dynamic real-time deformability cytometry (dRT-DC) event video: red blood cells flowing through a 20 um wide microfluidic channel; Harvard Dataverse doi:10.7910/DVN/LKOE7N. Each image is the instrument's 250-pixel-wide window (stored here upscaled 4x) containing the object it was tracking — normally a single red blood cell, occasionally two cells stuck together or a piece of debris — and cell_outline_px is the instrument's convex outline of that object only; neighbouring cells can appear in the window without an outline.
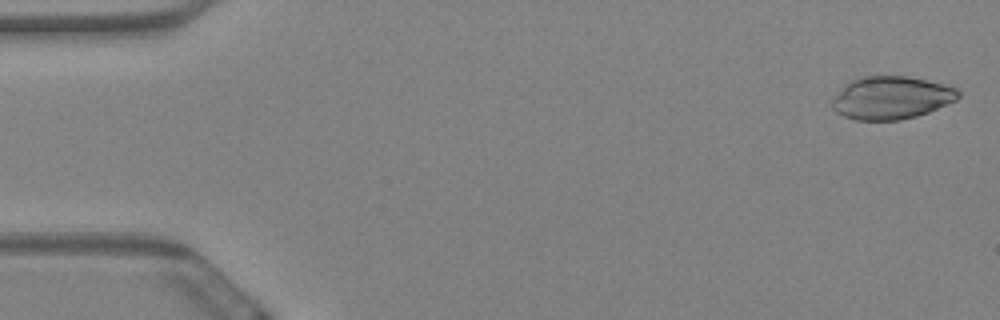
{"species": "Egyptian fruit bat (a non-hibernating species)", "species_latin": "Rousettus aegyptiacus", "temperature_condition": "warm", "stored_images_in_passage": 58, "camera_frame_rate_fps": 3000, "um_per_image_px": 0.085, "animal": {"sex": "female"}, "frame": {"image": 1, "passage_image": 2, "time_ms": 0.333, "image_size_px": [1000, 320], "cell_outline_px": [[960, 96], [956, 100], [928, 112], [916, 116], [900, 120], [856, 120], [844, 116], [836, 112], [832, 108], [832, 100], [852, 80], [864, 76], [904, 76], [944, 84], [956, 88], [960, 92]], "centroid_in_image_um": [75.78, 8.32], "position_along_channel_um": 9.2, "area_um2": 31.04}}
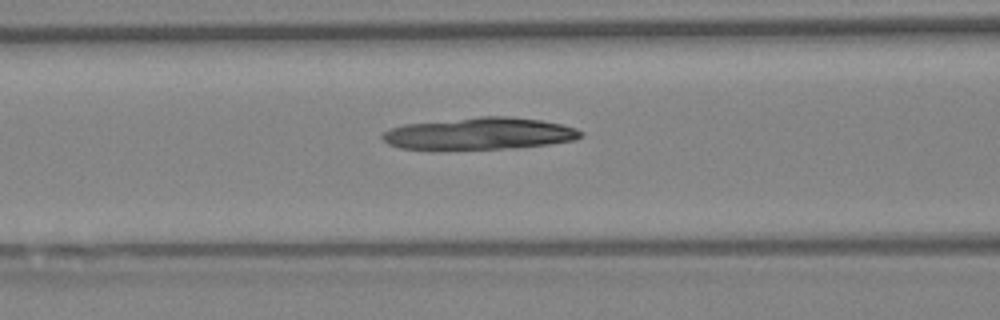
{"frame": {"image": 2, "passage_image": 24, "time_ms": 7.667, "image_size_px": [1000, 320], "cell_outline_px": [[584, 136], [576, 140], [548, 144], [512, 148], [400, 148], [388, 144], [380, 136], [384, 132], [392, 128], [404, 124], [480, 116], [508, 116], [540, 120], [560, 124], [576, 128], [584, 132]], "centroid_in_image_um": [40.81, 11.34], "position_along_channel_um": 125.8, "area_um2": 36.53}}
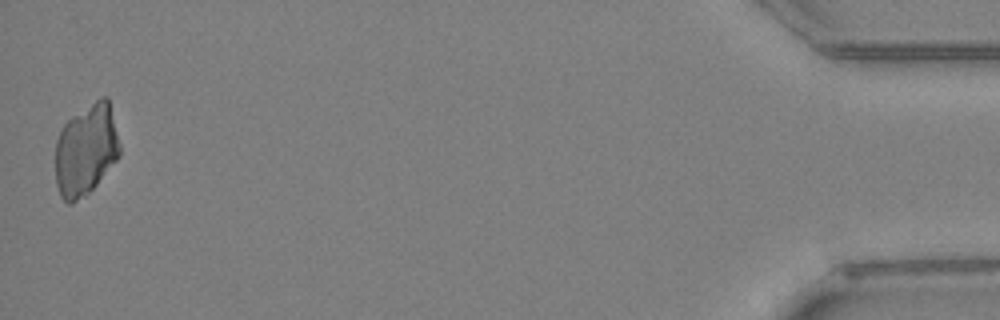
{"frame": {"image": 3, "passage_image": 58, "time_ms": 19.0, "image_size_px": [1000, 320], "cell_outline_px": [[120, 156], [96, 184], [84, 196], [72, 204], [68, 204], [60, 196], [56, 184], [56, 140], [64, 124], [72, 116], [100, 96], [108, 96], [120, 144]], "centroid_in_image_um": [7.31, 12.72], "position_along_channel_um": 427.9, "area_um2": 34.28}}